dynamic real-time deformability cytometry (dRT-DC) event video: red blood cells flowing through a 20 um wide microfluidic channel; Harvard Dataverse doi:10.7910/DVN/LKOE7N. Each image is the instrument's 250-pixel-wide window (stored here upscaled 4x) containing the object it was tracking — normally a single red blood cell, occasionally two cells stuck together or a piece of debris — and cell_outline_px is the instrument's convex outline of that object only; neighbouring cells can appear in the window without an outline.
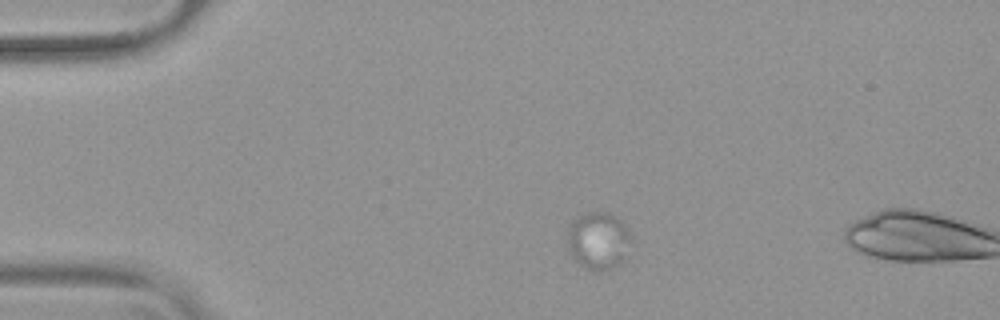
{"species": "common noctule bat (a hibernating species)", "species_latin": "Nyctalus noctula", "temperature_condition": "warm", "stored_images_in_passage": 3, "camera_frame_rate_fps": 3000, "um_per_image_px": 0.085, "animal": {"sex": "female", "body_mass_g": 19.9}, "frame": {"image": 1, "passage_image": 1, "time_ms": 0.0, "image_size_px": [1000, 320], "cell_outline_px": [[632, 240], [624, 260], [608, 268], [596, 272], [580, 264], [568, 252], [568, 228], [580, 216], [588, 212], [608, 212], [616, 216], [624, 224], [632, 236]], "centroid_in_image_um": [50.88, 20.45], "position_along_channel_um": 34.1, "area_um2": 21.1}}